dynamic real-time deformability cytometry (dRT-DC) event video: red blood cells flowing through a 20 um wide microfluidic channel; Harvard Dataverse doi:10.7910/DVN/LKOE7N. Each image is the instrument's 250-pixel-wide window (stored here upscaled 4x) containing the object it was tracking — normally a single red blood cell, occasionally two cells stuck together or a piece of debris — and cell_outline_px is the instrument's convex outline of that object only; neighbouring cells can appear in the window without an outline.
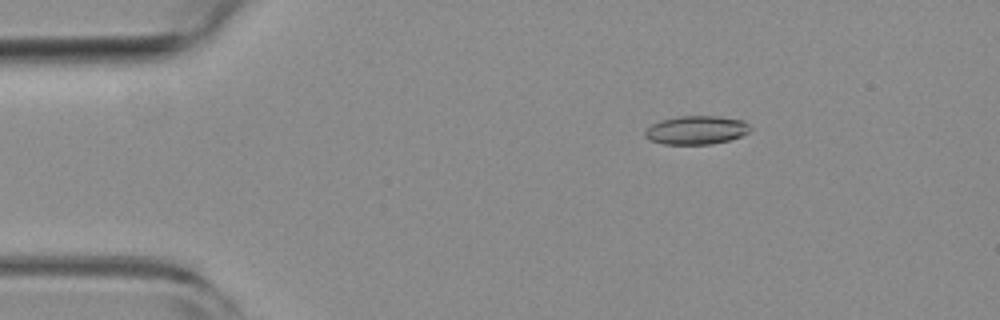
{"species": "common noctule bat (a hibernating species)", "species_latin": "Nyctalus noctula", "temperature_condition": "room temperature", "stored_images_in_passage": 22, "camera_frame_rate_fps": 3000, "um_per_image_px": 0.085, "animal": {"sex": "female", "body_mass_g": 19.3, "forearm_length_mm": 54.1}, "frame": {"image": 1, "passage_image": 5, "time_ms": 1.333, "image_size_px": [1000, 320], "cell_outline_px": [[752, 128], [748, 132], [740, 136], [728, 140], [712, 144], [664, 144], [648, 140], [644, 136], [644, 132], [652, 124], [660, 120], [680, 116], [716, 116], [744, 120]], "centroid_in_image_um": [59.17, 11.06], "position_along_channel_um": 25.8, "area_um2": 17.51}}
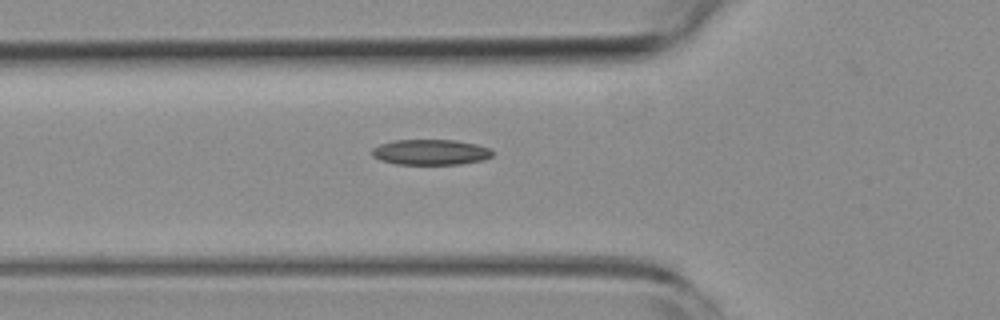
{"frame": {"image": 2, "passage_image": 15, "time_ms": 4.667, "image_size_px": [1000, 320], "cell_outline_px": [[492, 156], [484, 160], [460, 164], [396, 164], [380, 160], [372, 156], [372, 148], [380, 144], [396, 140], [456, 140], [476, 144], [492, 148]], "centroid_in_image_um": [36.62, 12.93], "position_along_channel_um": 89.2, "area_um2": 17.98}}
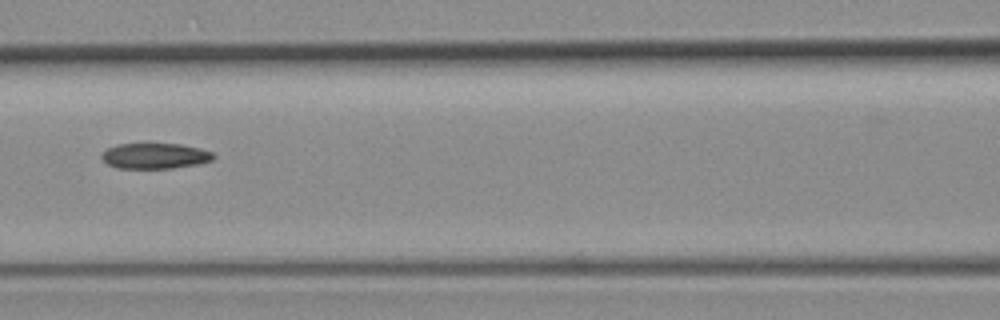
{"frame": {"image": 3, "passage_image": 20, "time_ms": 6.333, "image_size_px": [1000, 320], "cell_outline_px": [[216, 156], [212, 160], [200, 164], [172, 168], [116, 168], [108, 164], [100, 156], [108, 148], [120, 144], [148, 140], [180, 144], [200, 148], [212, 152]], "centroid_in_image_um": [13.19, 13.2], "position_along_channel_um": 153.4, "area_um2": 17.46}}